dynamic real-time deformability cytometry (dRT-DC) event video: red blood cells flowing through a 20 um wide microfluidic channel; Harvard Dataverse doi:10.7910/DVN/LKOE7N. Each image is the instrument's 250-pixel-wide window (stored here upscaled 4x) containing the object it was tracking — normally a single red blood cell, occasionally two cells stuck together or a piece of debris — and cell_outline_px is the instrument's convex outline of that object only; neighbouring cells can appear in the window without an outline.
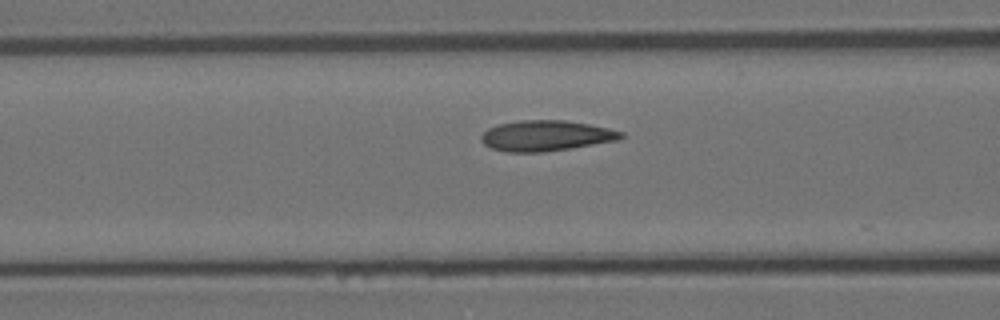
{"species": "Egyptian fruit bat (a non-hibernating species)", "species_latin": "Rousettus aegyptiacus", "temperature_condition": "room temperature", "stored_images_in_passage": 21, "camera_frame_rate_fps": 3000, "um_per_image_px": 0.085, "animal": {"sex": "female"}, "frame": {"image": 1, "passage_image": 12, "time_ms": 3.667, "image_size_px": [1000, 320], "cell_outline_px": [[624, 136], [620, 140], [572, 148], [544, 152], [508, 152], [492, 148], [484, 144], [480, 140], [480, 136], [488, 128], [500, 124], [520, 120], [564, 120], [588, 124], [608, 128], [624, 132]], "centroid_in_image_um": [46.43, 11.54], "position_along_channel_um": 120.2, "area_um2": 24.97}}
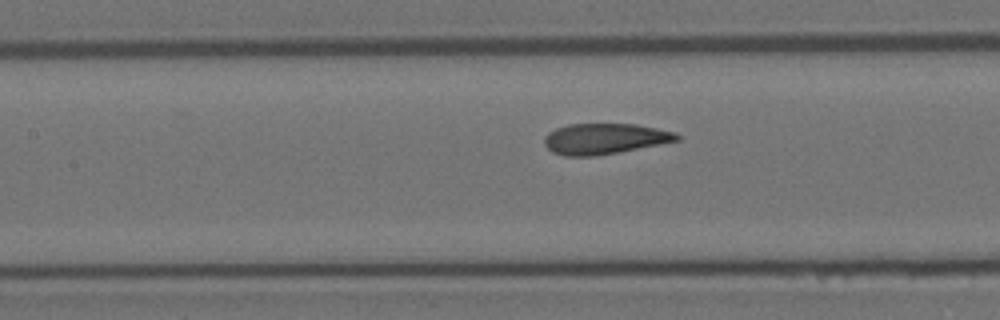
{"frame": {"image": 2, "passage_image": 15, "time_ms": 4.667, "image_size_px": [1000, 320], "cell_outline_px": [[680, 140], [596, 156], [564, 156], [552, 152], [544, 144], [544, 136], [548, 132], [556, 128], [568, 124], [636, 124], [676, 132], [680, 136]], "centroid_in_image_um": [51.36, 11.79], "position_along_channel_um": 156.0, "area_um2": 23.7}}
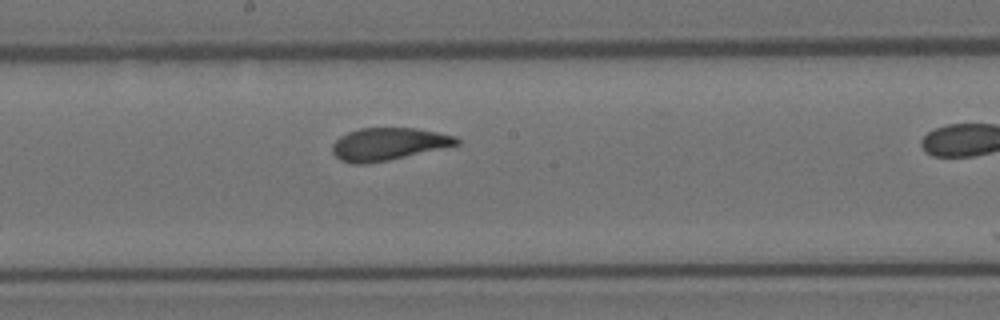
{"frame": {"image": 3, "passage_image": 20, "time_ms": 6.333, "image_size_px": [1000, 320], "cell_outline_px": [[460, 144], [388, 160], [368, 164], [352, 164], [340, 160], [332, 152], [332, 144], [340, 136], [348, 132], [360, 128], [416, 128], [456, 136], [460, 140]], "centroid_in_image_um": [32.98, 12.24], "position_along_channel_um": 215.2, "area_um2": 23.47}}